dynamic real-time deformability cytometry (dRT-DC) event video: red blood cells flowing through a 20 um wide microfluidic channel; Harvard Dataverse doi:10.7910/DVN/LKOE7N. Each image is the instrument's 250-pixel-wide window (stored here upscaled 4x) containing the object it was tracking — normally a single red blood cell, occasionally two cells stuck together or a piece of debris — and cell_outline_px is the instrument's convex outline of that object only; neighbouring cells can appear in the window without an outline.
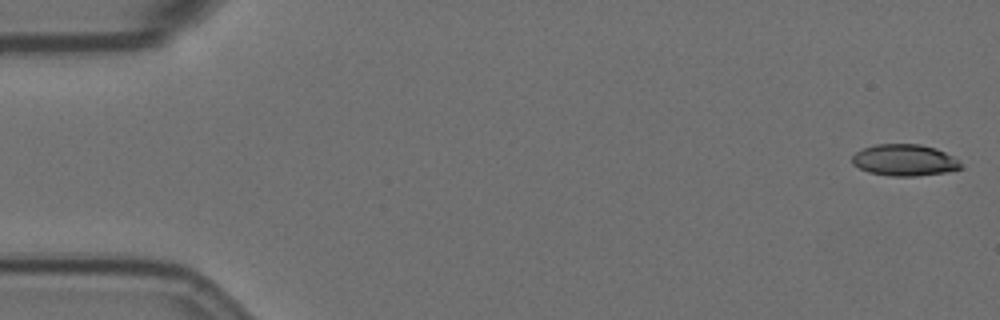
{"species": "Egyptian fruit bat (a non-hibernating species)", "species_latin": "Rousettus aegyptiacus", "temperature_condition": "room temperature", "stored_images_in_passage": 58, "segment_of_instrument_passage": [1, 2], "camera_frame_rate_fps": 3000, "um_per_image_px": 0.085, "animal": {"sex": "female"}, "frame": {"image": 1, "passage_image": 1, "time_ms": 0.0, "image_size_px": [1000, 320], "cell_outline_px": [[964, 168], [944, 172], [916, 176], [888, 176], [868, 172], [852, 164], [852, 156], [856, 152], [864, 148], [876, 144], [920, 144], [936, 148], [952, 156]], "centroid_in_image_um": [76.86, 13.61], "position_along_channel_um": 8.1, "area_um2": 19.88}}
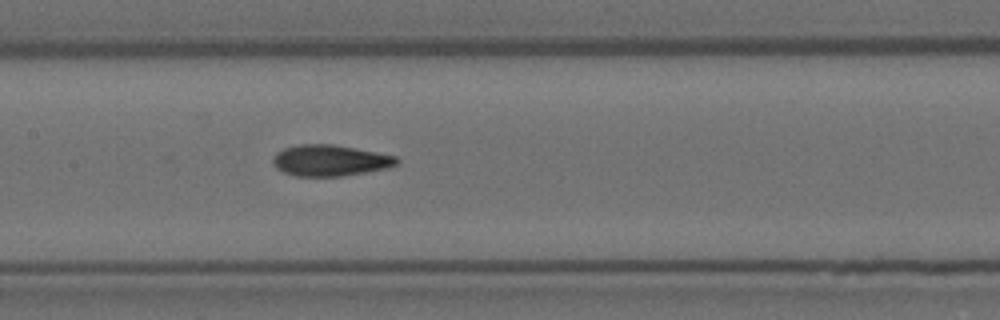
{"frame": {"image": 2, "passage_image": 27, "time_ms": 8.667, "image_size_px": [1000, 320], "cell_outline_px": [[400, 160], [396, 164], [388, 168], [340, 176], [296, 176], [284, 172], [276, 168], [272, 160], [276, 152], [284, 148], [300, 144], [332, 144], [376, 152], [396, 156]], "centroid_in_image_um": [28.04, 13.63], "position_along_channel_um": 179.4, "area_um2": 22.31}}
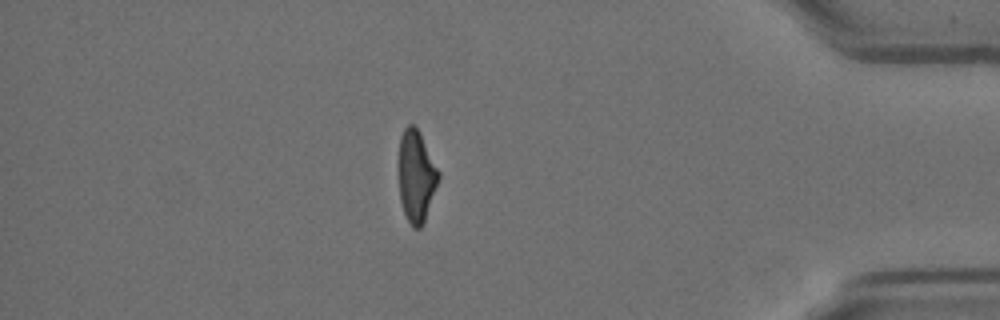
{"frame": {"image": 3, "passage_image": 49, "time_ms": 16.0, "image_size_px": [1000, 320], "cell_outline_px": [[440, 176], [424, 220], [420, 228], [412, 228], [404, 212], [400, 200], [400, 136], [404, 128], [408, 124], [412, 124], [420, 132], [440, 172]], "centroid_in_image_um": [35.39, 14.95], "position_along_channel_um": 399.8, "area_um2": 20.81}}